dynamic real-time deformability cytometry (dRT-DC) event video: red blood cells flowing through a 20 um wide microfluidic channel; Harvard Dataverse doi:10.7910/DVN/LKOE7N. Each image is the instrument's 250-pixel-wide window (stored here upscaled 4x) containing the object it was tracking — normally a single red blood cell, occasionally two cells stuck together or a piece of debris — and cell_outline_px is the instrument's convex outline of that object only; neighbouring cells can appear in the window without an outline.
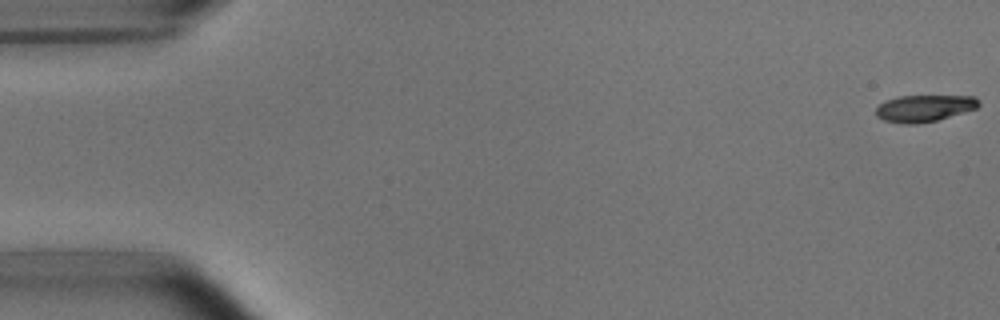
{"species": "common noctule bat (a hibernating species)", "species_latin": "Nyctalus noctula", "temperature_condition": "room temperature", "stored_images_in_passage": 5, "camera_frame_rate_fps": 3000, "um_per_image_px": 0.085, "animal": {"sex": "male", "body_mass_g": 15.6}, "frame": {"image": 1, "passage_image": 1, "time_ms": 0.0, "image_size_px": [1000, 320], "cell_outline_px": [[980, 104], [976, 108], [936, 120], [916, 124], [904, 124], [884, 120], [876, 116], [876, 108], [880, 104], [888, 100], [900, 96], [976, 96], [980, 100]], "centroid_in_image_um": [78.57, 9.2], "position_along_channel_um": 6.4, "area_um2": 15.84}}
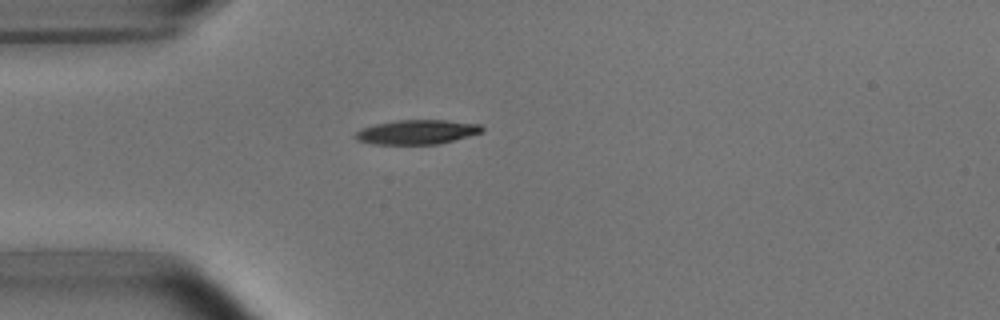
{"frame": {"image": 2, "passage_image": 5, "time_ms": 4.667, "image_size_px": [1000, 320], "cell_outline_px": [[484, 132], [440, 144], [372, 144], [356, 140], [356, 132], [360, 128], [376, 124], [400, 120], [444, 120], [480, 124], [484, 128]], "centroid_in_image_um": [35.47, 11.23], "position_along_channel_um": 49.5, "area_um2": 18.03}}